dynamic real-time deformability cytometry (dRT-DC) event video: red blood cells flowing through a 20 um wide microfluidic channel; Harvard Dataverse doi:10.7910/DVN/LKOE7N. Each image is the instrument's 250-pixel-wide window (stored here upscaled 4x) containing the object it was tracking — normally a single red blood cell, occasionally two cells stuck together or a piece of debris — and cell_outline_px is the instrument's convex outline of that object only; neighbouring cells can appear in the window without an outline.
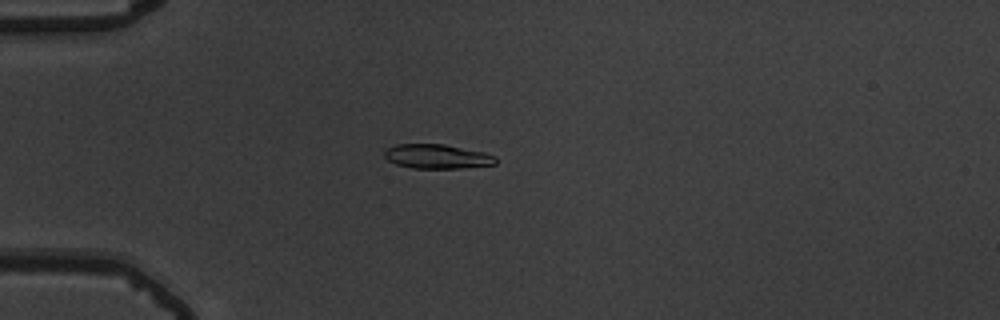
{"species": "common noctule bat (a hibernating species)", "species_latin": "Nyctalus noctula", "temperature_condition": "warm", "stored_images_in_passage": 41, "camera_frame_rate_fps": 3000, "um_per_image_px": 0.085, "animal": {"sex": "male", "body_mass_g": 19.5, "forearm_length_mm": 54.6}, "frame": {"image": 1, "passage_image": 2, "time_ms": 0.333, "image_size_px": [1000, 320], "cell_outline_px": [[496, 164], [460, 168], [412, 168], [396, 164], [388, 160], [384, 156], [384, 152], [388, 148], [396, 144], [444, 144], [484, 152], [496, 156]], "centroid_in_image_um": [37.15, 13.3], "position_along_channel_um": 47.8, "area_um2": 15.72}}
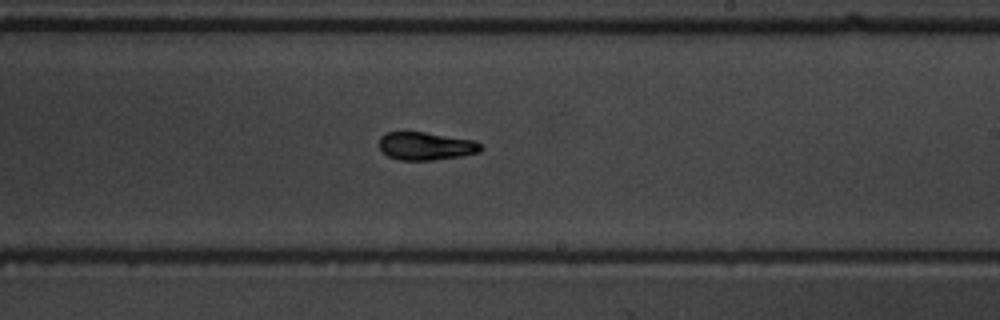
{"frame": {"image": 2, "passage_image": 20, "time_ms": 6.333, "image_size_px": [1000, 320], "cell_outline_px": [[484, 148], [480, 152], [460, 156], [432, 160], [400, 160], [388, 156], [380, 148], [380, 136], [388, 132], [424, 132], [476, 140]], "centroid_in_image_um": [36.23, 12.41], "position_along_channel_um": 252.8, "area_um2": 16.53}}
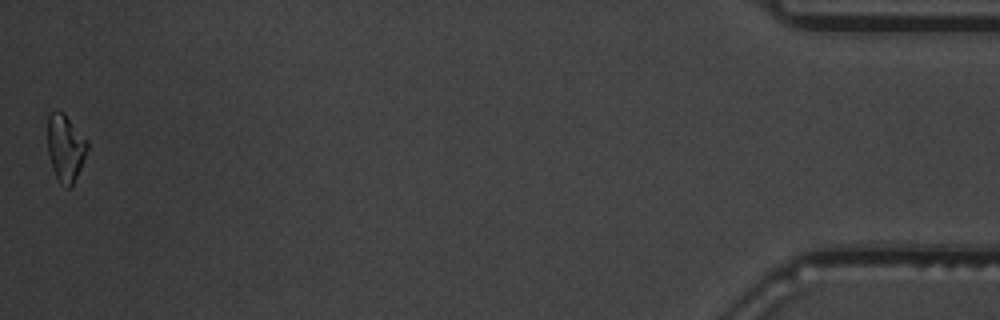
{"frame": {"image": 3, "passage_image": 41, "time_ms": 13.333, "image_size_px": [1000, 320], "cell_outline_px": [[88, 148], [80, 168], [72, 184], [68, 188], [64, 188], [60, 184], [52, 168], [48, 152], [48, 116], [52, 112], [64, 112], [88, 140]], "centroid_in_image_um": [5.57, 12.56], "position_along_channel_um": 429.6, "area_um2": 15.43}, "authors_computed_cell_mechanics": {"area_um2": 16.5886, "velocity_mm_per_s": 3.7635, "shape_relaxation_time_tau1_ms": 6.1968, "shape_relaxation_time_tau2_ms": 2.1863, "deformation_change_tau1": 0.1959, "deformation_change_tau2": 0.0555}}